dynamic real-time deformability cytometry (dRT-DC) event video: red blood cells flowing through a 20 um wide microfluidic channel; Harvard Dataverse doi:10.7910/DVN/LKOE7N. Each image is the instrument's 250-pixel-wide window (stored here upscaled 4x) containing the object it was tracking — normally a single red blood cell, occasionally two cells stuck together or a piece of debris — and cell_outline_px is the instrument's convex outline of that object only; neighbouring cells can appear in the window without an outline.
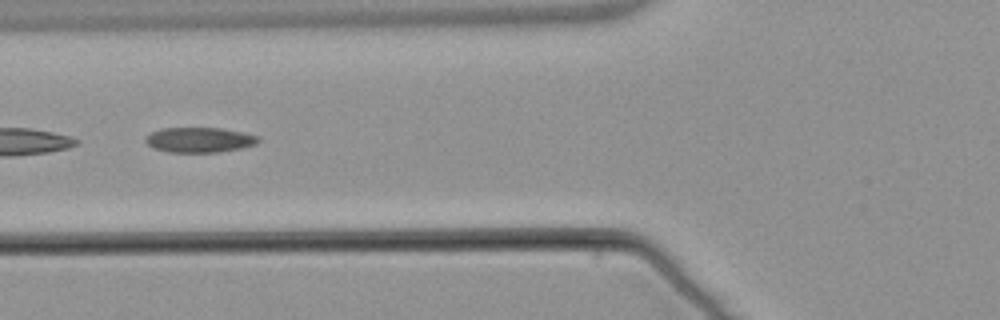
{"species": "common noctule bat (a hibernating species)", "species_latin": "Nyctalus noctula", "temperature_condition": "warm", "stored_images_in_passage": 7, "camera_frame_rate_fps": 3000, "um_per_image_px": 0.085, "animal": {"sex": "male", "body_mass_g": 21.5, "forearm_length_mm": 52.0}, "frame": {"image": 1, "passage_image": 5, "time_ms": 5.0, "image_size_px": [1000, 320], "cell_outline_px": [[260, 140], [256, 144], [240, 148], [216, 152], [168, 152], [156, 148], [148, 144], [144, 140], [152, 132], [164, 128], [220, 128], [244, 132], [260, 136]], "centroid_in_image_um": [17.0, 11.88], "position_along_channel_um": 108.8, "area_um2": 16.3}}